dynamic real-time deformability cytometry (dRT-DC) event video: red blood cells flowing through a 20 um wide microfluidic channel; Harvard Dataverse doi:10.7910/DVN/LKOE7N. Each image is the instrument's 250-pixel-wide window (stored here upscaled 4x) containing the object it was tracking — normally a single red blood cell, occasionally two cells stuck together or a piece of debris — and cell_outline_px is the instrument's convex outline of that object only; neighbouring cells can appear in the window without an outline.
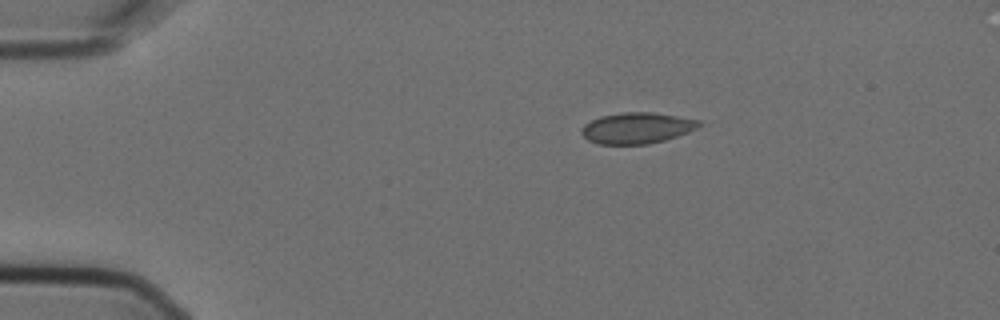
{"species": "Egyptian fruit bat (a non-hibernating species)", "species_latin": "Rousettus aegyptiacus", "temperature_condition": "cold", "stored_images_in_passage": 3, "camera_frame_rate_fps": 3000, "um_per_image_px": 0.085, "animal": {"sex": "female"}, "frame": {"image": 1, "passage_image": 1, "time_ms": 0.0, "image_size_px": [1000, 320], "cell_outline_px": [[704, 124], [688, 132], [664, 140], [648, 144], [600, 144], [588, 140], [580, 132], [580, 128], [584, 124], [600, 116], [624, 112], [652, 112], [700, 120]], "centroid_in_image_um": [54.12, 10.88], "position_along_channel_um": 30.9, "area_um2": 21.21}}
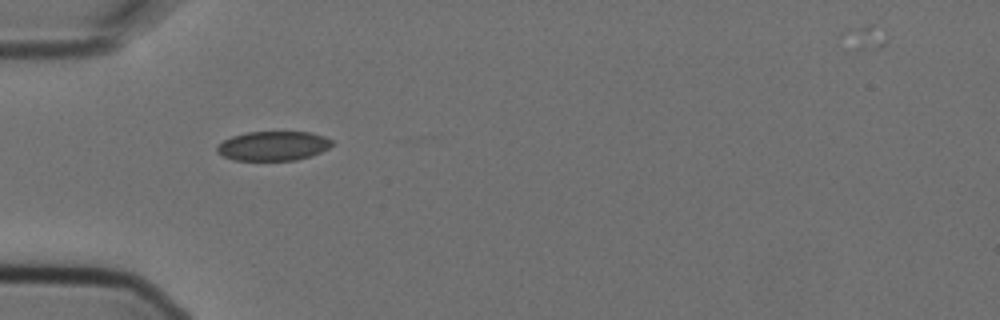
{"frame": {"image": 2, "passage_image": 3, "time_ms": 0.667, "image_size_px": [1000, 320], "cell_outline_px": [[332, 144], [328, 148], [320, 152], [296, 160], [232, 160], [216, 152], [216, 144], [232, 136], [248, 132], [312, 132], [324, 136], [332, 140]], "centroid_in_image_um": [23.18, 12.4], "position_along_channel_um": 61.8, "area_um2": 19.65}}